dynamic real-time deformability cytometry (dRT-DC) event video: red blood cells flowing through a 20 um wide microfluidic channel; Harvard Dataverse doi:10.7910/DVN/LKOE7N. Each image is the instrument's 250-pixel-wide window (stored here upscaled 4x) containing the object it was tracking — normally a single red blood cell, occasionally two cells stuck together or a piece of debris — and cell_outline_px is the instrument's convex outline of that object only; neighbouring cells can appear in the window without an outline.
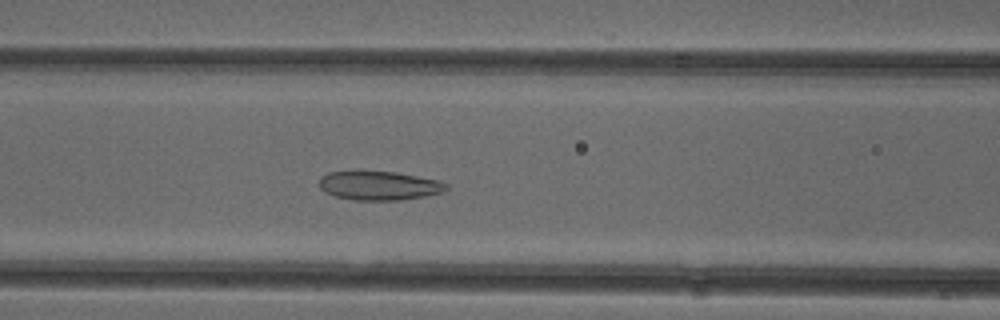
{"species": "common noctule bat (a hibernating species)", "species_latin": "Nyctalus noctula", "temperature_condition": "cold", "stored_images_in_passage": 51, "camera_frame_rate_fps": 3000, "um_per_image_px": 0.085, "animal": {"sex": "female"}, "frame": {"image": 1, "passage_image": 20, "time_ms": 6.333, "image_size_px": [1000, 320], "cell_outline_px": [[448, 188], [444, 192], [424, 196], [400, 200], [352, 200], [336, 196], [324, 192], [320, 188], [320, 176], [328, 172], [396, 172], [436, 180], [448, 184]], "centroid_in_image_um": [32.22, 15.79], "position_along_channel_um": 134.4, "area_um2": 21.21}}
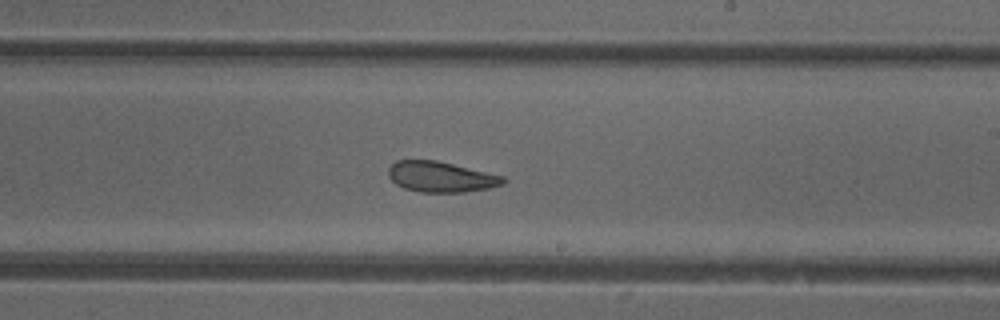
{"frame": {"image": 2, "passage_image": 29, "time_ms": 9.333, "image_size_px": [1000, 320], "cell_outline_px": [[508, 180], [504, 184], [488, 188], [464, 192], [420, 192], [404, 188], [396, 184], [388, 176], [388, 168], [396, 160], [436, 160], [504, 176]], "centroid_in_image_um": [37.48, 15.03], "position_along_channel_um": 251.5, "area_um2": 20.46}}
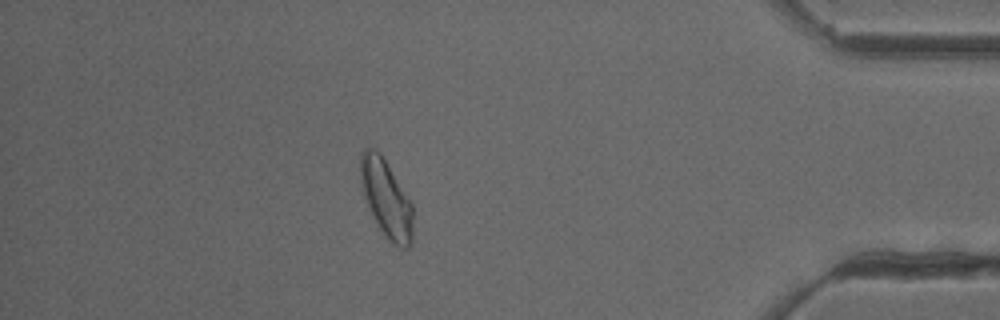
{"frame": {"image": 3, "passage_image": 44, "time_ms": 14.333, "image_size_px": [1000, 320], "cell_outline_px": [[412, 244], [408, 248], [400, 248], [392, 244], [388, 240], [376, 224], [368, 208], [364, 196], [360, 180], [360, 152], [364, 148], [376, 148], [380, 152], [412, 204]], "centroid_in_image_um": [32.81, 16.89], "position_along_channel_um": 402.4, "area_um2": 23.87}, "authors_computed_cell_mechanics": {"area_um2": 22.542, "velocity_mm_per_s": 3.9144, "shape_relaxation_time_tau1_ms": null, "shape_relaxation_time_tau2_ms": 2.0029, "deformation_change_tau1": null, "deformation_change_tau2": 0.086}}